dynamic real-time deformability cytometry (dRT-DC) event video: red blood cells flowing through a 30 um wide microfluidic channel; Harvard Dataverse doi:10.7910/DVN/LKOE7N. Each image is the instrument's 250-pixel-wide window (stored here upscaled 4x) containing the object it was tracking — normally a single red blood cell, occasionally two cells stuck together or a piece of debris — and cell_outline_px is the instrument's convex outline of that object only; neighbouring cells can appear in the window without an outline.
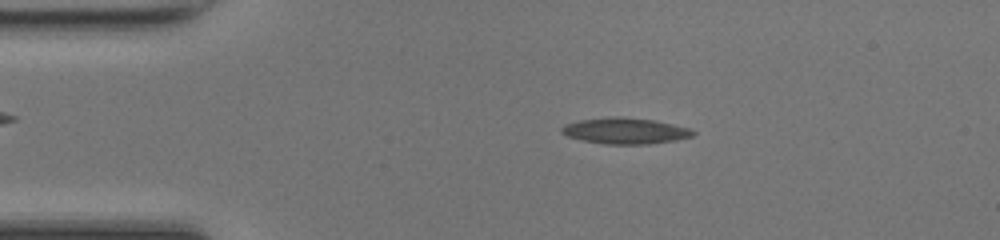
{"species": "common noctule bat (a hibernating species)", "species_latin": "Nyctalus noctula", "temperature_condition": "room temperature", "stored_images_in_passage": 48, "camera_frame_rate_fps": 3000, "um_per_image_px": 0.085, "animal": {"sex": "female", "body_mass_g": 17.0, "forearm_length_mm": 48.0}, "frame": {"image": 1, "passage_image": 9, "time_ms": 2.667, "image_size_px": [1000, 240], "cell_outline_px": [[696, 132], [692, 136], [676, 140], [648, 144], [604, 144], [584, 140], [568, 136], [560, 132], [560, 128], [564, 124], [580, 120], [612, 116], [620, 116], [656, 120], [688, 128]], "centroid_in_image_um": [53.12, 11.11], "position_along_channel_um": 31.9, "area_um2": 19.94}}
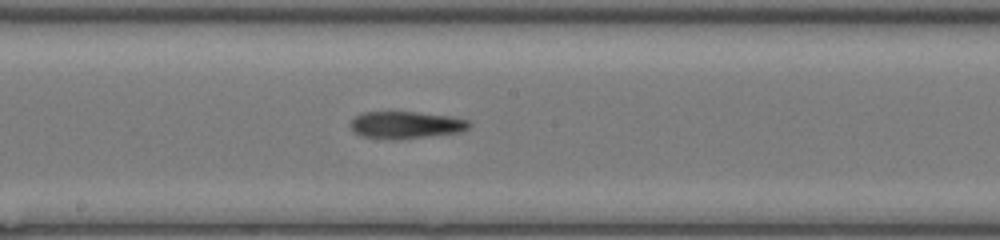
{"frame": {"image": 2, "passage_image": 25, "time_ms": 8.0, "image_size_px": [1000, 240], "cell_outline_px": [[472, 124], [468, 128], [460, 132], [396, 140], [388, 140], [364, 136], [356, 132], [348, 124], [356, 116], [364, 112], [416, 112], [452, 116], [468, 120]], "centroid_in_image_um": [34.52, 10.62], "position_along_channel_um": 213.7, "area_um2": 18.79}}
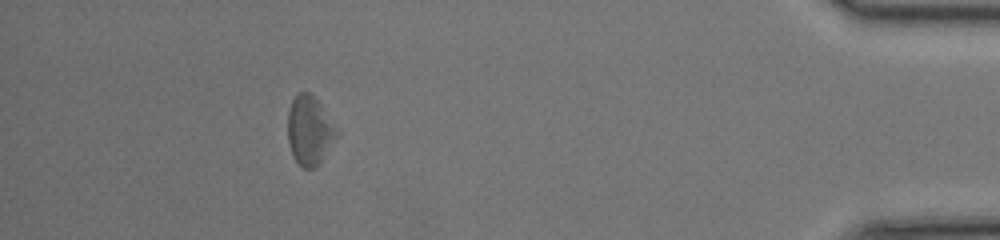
{"frame": {"image": 3, "passage_image": 43, "time_ms": 14.0, "image_size_px": [1000, 240], "cell_outline_px": [[340, 132], [320, 164], [316, 168], [304, 168], [292, 156], [288, 140], [288, 112], [292, 100], [300, 92], [308, 92], [316, 100], [340, 128]], "centroid_in_image_um": [26.35, 11.12], "position_along_channel_um": 408.9, "area_um2": 19.83}}